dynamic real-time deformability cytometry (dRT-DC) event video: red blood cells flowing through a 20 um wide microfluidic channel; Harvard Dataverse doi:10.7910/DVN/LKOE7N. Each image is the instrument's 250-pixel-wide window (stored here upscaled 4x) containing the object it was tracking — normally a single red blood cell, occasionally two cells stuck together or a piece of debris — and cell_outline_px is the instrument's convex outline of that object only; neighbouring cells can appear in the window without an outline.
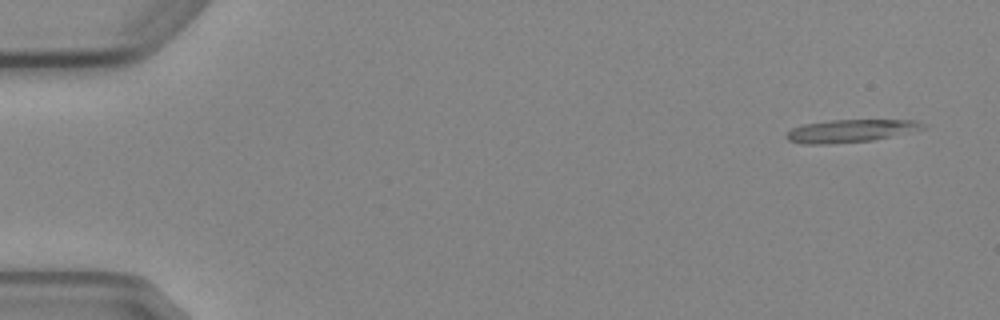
{"species": "Egyptian fruit bat (a non-hibernating species)", "species_latin": "Rousettus aegyptiacus", "temperature_condition": "cold", "stored_images_in_passage": 4, "camera_frame_rate_fps": 3000, "um_per_image_px": 0.085, "animal": {"sex": "female"}, "frame": {"image": 1, "passage_image": 1, "time_ms": 0.0, "image_size_px": [1000, 320], "cell_outline_px": [[928, 128], [872, 140], [828, 144], [804, 144], [788, 140], [784, 136], [792, 128], [804, 124], [832, 120], [916, 120], [924, 124]], "centroid_in_image_um": [72.29, 11.12], "position_along_channel_um": 12.7, "area_um2": 17.98}}
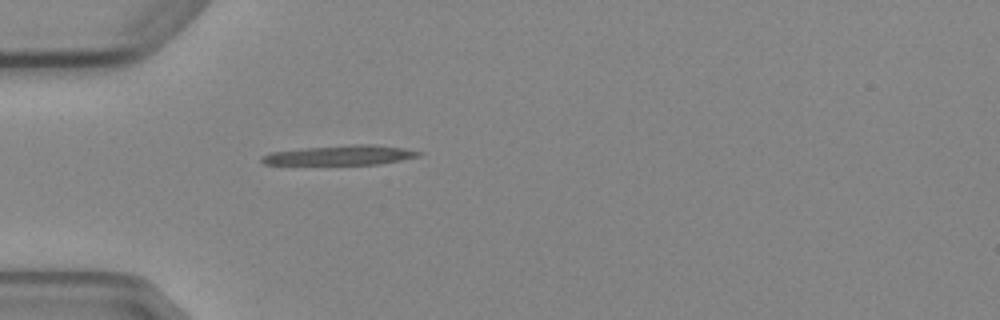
{"frame": {"image": 2, "passage_image": 4, "time_ms": 4.333, "image_size_px": [1000, 320], "cell_outline_px": [[424, 152], [420, 156], [400, 160], [376, 164], [264, 164], [260, 160], [268, 152], [304, 148], [352, 144], [372, 144], [404, 148]], "centroid_in_image_um": [28.96, 13.18], "position_along_channel_um": 56.0, "area_um2": 17.86}}